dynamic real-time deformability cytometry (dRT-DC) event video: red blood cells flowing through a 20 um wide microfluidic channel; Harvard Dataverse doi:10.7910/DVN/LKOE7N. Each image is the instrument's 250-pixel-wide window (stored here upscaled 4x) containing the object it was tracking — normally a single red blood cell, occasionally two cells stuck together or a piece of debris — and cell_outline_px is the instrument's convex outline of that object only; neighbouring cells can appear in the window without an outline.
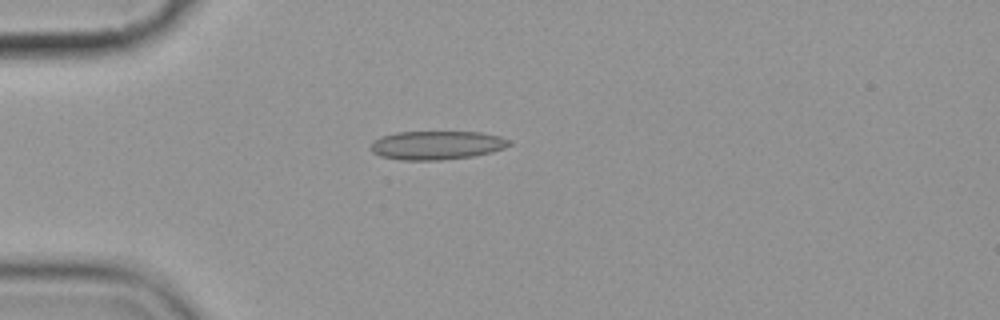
{"species": "common noctule bat (a hibernating species)", "species_latin": "Nyctalus noctula", "temperature_condition": "cold", "stored_images_in_passage": 7, "camera_frame_rate_fps": 3000, "um_per_image_px": 0.085, "animal": {"sex": "female", "body_mass_g": 19.9}, "frame": {"image": 1, "passage_image": 3, "time_ms": 2.333, "image_size_px": [1000, 320], "cell_outline_px": [[512, 144], [504, 148], [492, 152], [472, 156], [440, 160], [400, 160], [380, 156], [372, 152], [368, 148], [372, 140], [380, 136], [396, 132], [480, 132], [500, 136], [508, 140]], "centroid_in_image_um": [37.06, 12.34], "position_along_channel_um": 47.9, "area_um2": 23.35}}
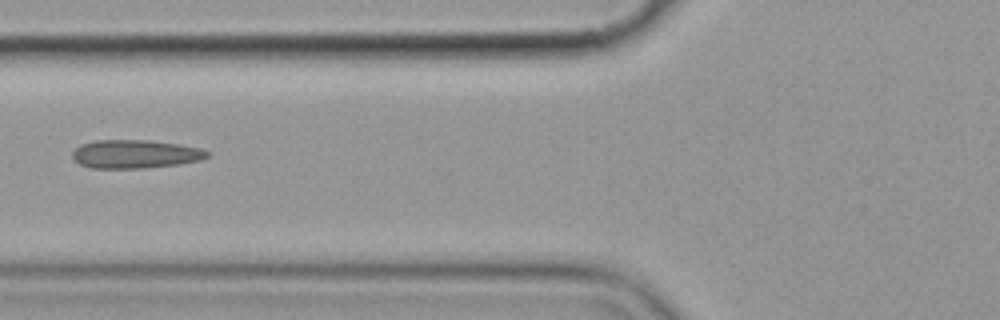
{"frame": {"image": 2, "passage_image": 5, "time_ms": 4.667, "image_size_px": [1000, 320], "cell_outline_px": [[212, 152], [208, 156], [200, 160], [176, 164], [144, 168], [88, 168], [80, 164], [72, 156], [72, 152], [80, 144], [96, 140], [148, 140], [180, 144], [200, 148]], "centroid_in_image_um": [11.49, 13.09], "position_along_channel_um": 114.3, "area_um2": 22.37}}
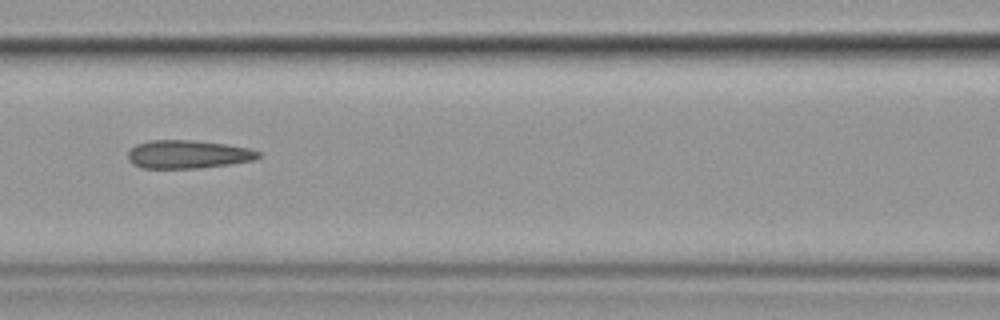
{"frame": {"image": 3, "passage_image": 6, "time_ms": 5.667, "image_size_px": [1000, 320], "cell_outline_px": [[260, 156], [256, 160], [228, 164], [196, 168], [144, 168], [132, 164], [128, 160], [128, 152], [136, 144], [148, 140], [196, 140], [224, 144], [248, 148], [260, 152]], "centroid_in_image_um": [15.95, 13.11], "position_along_channel_um": 150.6, "area_um2": 21.44}}